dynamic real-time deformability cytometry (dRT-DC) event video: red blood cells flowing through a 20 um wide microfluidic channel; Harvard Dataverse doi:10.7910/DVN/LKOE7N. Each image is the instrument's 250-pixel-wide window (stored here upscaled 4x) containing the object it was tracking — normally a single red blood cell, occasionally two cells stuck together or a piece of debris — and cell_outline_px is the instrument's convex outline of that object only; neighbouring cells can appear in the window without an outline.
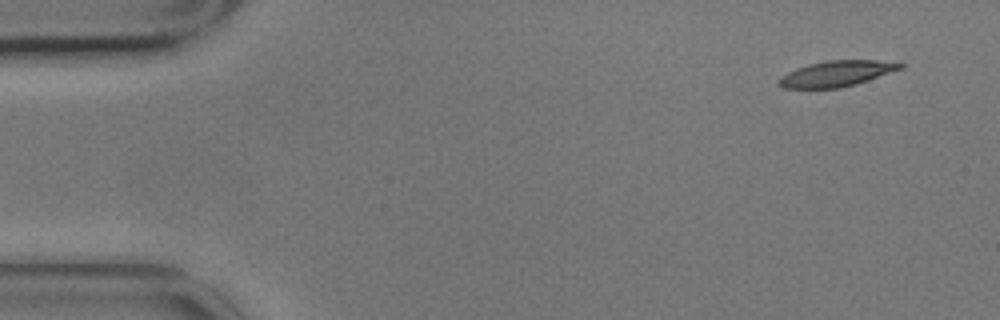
{"species": "common noctule bat (a hibernating species)", "species_latin": "Nyctalus noctula", "temperature_condition": "cold", "stored_images_in_passage": 8, "camera_frame_rate_fps": 3000, "um_per_image_px": 0.085, "animal": {"sex": "male", "body_mass_g": 17.9}, "frame": {"image": 1, "passage_image": 1, "time_ms": 0.0, "image_size_px": [1000, 320], "cell_outline_px": [[904, 68], [856, 84], [840, 88], [784, 88], [776, 84], [776, 80], [788, 72], [796, 68], [808, 64], [828, 60], [876, 60], [904, 64]], "centroid_in_image_um": [71.07, 6.26], "position_along_channel_um": 13.9, "area_um2": 18.21}}
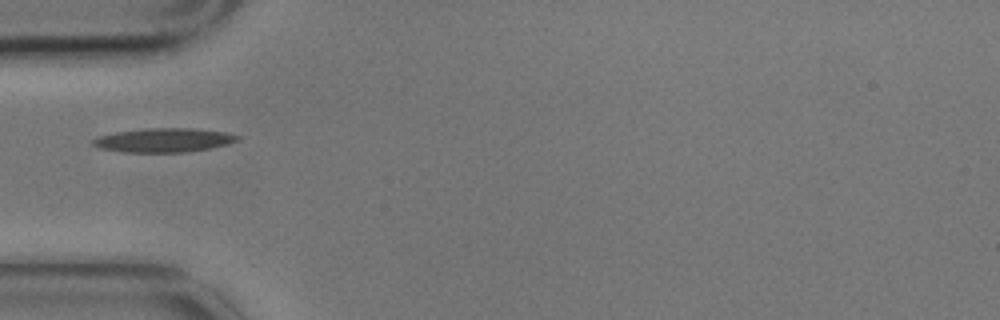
{"frame": {"image": 2, "passage_image": 5, "time_ms": 1.333, "image_size_px": [1000, 320], "cell_outline_px": [[240, 140], [228, 144], [208, 148], [184, 152], [124, 152], [100, 148], [88, 144], [92, 140], [100, 136], [116, 132], [144, 128], [192, 128], [224, 132], [240, 136]], "centroid_in_image_um": [13.89, 11.91], "position_along_channel_um": 71.1, "area_um2": 20.17}}